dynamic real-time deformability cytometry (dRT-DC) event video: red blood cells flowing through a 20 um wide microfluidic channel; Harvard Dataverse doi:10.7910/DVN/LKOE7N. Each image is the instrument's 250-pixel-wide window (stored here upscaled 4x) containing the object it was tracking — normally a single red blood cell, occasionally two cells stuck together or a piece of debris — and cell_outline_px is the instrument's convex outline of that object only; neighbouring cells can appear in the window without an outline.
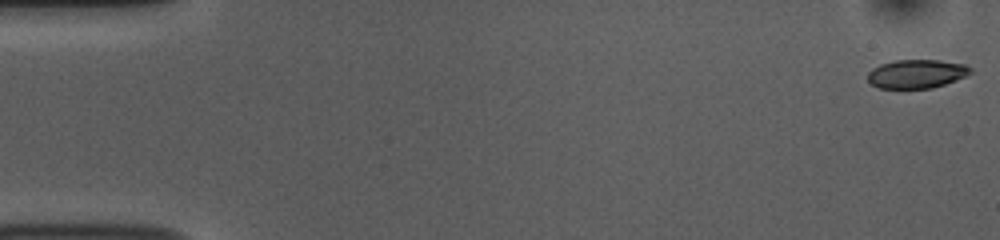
{"species": "common noctule bat (a hibernating species)", "species_latin": "Nyctalus noctula", "temperature_condition": "room temperature", "stored_images_in_passage": 53, "camera_frame_rate_fps": 3000, "um_per_image_px": 0.085, "animal": {"sex": "female", "body_mass_g": 10.0, "forearm_length_mm": 53.1}, "frame": {"image": 1, "passage_image": 1, "time_ms": 0.0, "image_size_px": [1000, 240], "cell_outline_px": [[972, 72], [956, 80], [932, 88], [880, 88], [872, 84], [868, 80], [868, 72], [872, 68], [880, 64], [896, 60], [940, 60], [964, 64], [972, 68]], "centroid_in_image_um": [77.91, 6.27], "position_along_channel_um": 7.1, "area_um2": 17.11}}
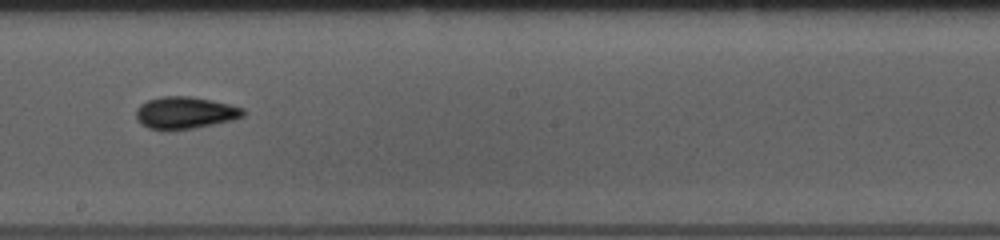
{"frame": {"image": 2, "passage_image": 30, "time_ms": 9.667, "image_size_px": [1000, 240], "cell_outline_px": [[244, 116], [232, 120], [192, 128], [168, 132], [148, 128], [140, 124], [136, 120], [136, 108], [140, 104], [148, 100], [160, 96], [188, 96], [228, 104], [244, 108]], "centroid_in_image_um": [15.65, 9.61], "position_along_channel_um": 232.5, "area_um2": 20.17}}
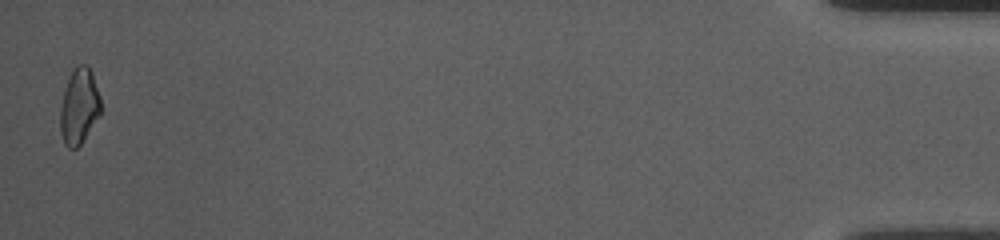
{"frame": {"image": 3, "passage_image": 53, "time_ms": 17.333, "image_size_px": [1000, 240], "cell_outline_px": [[100, 116], [80, 144], [76, 148], [68, 148], [64, 144], [60, 132], [60, 108], [64, 92], [68, 80], [76, 64], [88, 64], [92, 72], [100, 96]], "centroid_in_image_um": [6.73, 9.03], "position_along_channel_um": 428.5, "area_um2": 17.86}, "authors_computed_cell_mechanics": {"area_um2": 18.496, "velocity_mm_per_s": 3.7445, "shape_relaxation_time_tau1_ms": 5.2217, "shape_relaxation_time_tau2_ms": 3.2019, "deformation_change_tau1": 0.1287, "deformation_change_tau2": 0.0803}}